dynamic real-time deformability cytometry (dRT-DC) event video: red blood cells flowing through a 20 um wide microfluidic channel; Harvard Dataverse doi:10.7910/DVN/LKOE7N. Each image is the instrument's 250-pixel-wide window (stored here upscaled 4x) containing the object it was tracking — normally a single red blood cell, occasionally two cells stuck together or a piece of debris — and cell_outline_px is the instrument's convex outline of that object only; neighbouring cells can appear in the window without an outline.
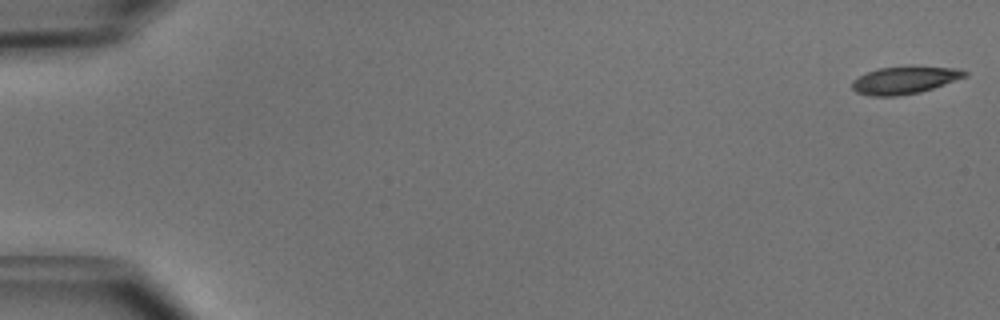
{"species": "common noctule bat (a hibernating species)", "species_latin": "Nyctalus noctula", "temperature_condition": "cold", "stored_images_in_passage": 51, "camera_frame_rate_fps": 3000, "um_per_image_px": 0.085, "animal": {"sex": "male", "body_mass_g": 15.6}, "frame": {"image": 1, "passage_image": 1, "time_ms": 0.0, "image_size_px": [1000, 320], "cell_outline_px": [[968, 76], [920, 92], [896, 96], [868, 96], [856, 92], [852, 88], [852, 80], [868, 72], [880, 68], [960, 68], [968, 72]], "centroid_in_image_um": [76.87, 6.85], "position_along_channel_um": 8.1, "area_um2": 17.4}}
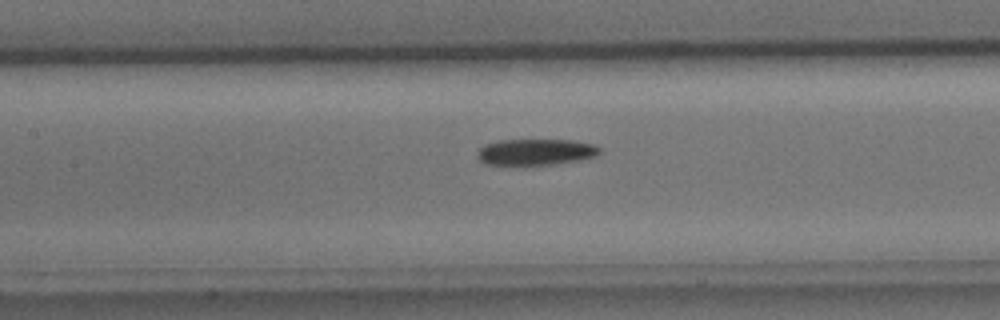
{"frame": {"image": 2, "passage_image": 24, "time_ms": 7.667, "image_size_px": [1000, 320], "cell_outline_px": [[600, 152], [596, 156], [580, 160], [524, 168], [488, 164], [480, 160], [476, 156], [476, 152], [484, 144], [500, 140], [572, 140], [592, 144], [600, 148]], "centroid_in_image_um": [45.47, 12.96], "position_along_channel_um": 161.9, "area_um2": 19.42}}
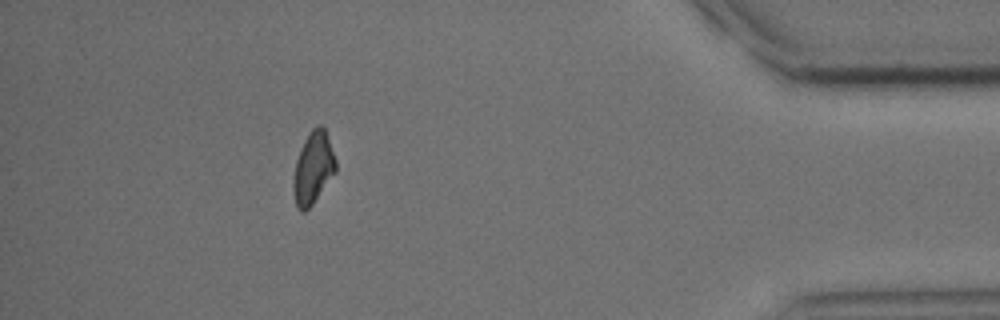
{"frame": {"image": 3, "passage_image": 46, "time_ms": 15.0, "image_size_px": [1000, 320], "cell_outline_px": [[336, 172], [312, 204], [304, 212], [300, 212], [296, 208], [292, 192], [292, 180], [296, 160], [300, 148], [308, 132], [316, 124], [320, 124], [324, 128], [336, 160]], "centroid_in_image_um": [26.58, 14.29], "position_along_channel_um": 408.6, "area_um2": 18.03}, "authors_computed_cell_mechanics": {"area_um2": 18.7272, "velocity_mm_per_s": 3.9842, "shape_relaxation_time_tau1_ms": 3.6986, "shape_relaxation_time_tau2_ms": null, "deformation_change_tau1": 0.1232, "deformation_change_tau2": null}}